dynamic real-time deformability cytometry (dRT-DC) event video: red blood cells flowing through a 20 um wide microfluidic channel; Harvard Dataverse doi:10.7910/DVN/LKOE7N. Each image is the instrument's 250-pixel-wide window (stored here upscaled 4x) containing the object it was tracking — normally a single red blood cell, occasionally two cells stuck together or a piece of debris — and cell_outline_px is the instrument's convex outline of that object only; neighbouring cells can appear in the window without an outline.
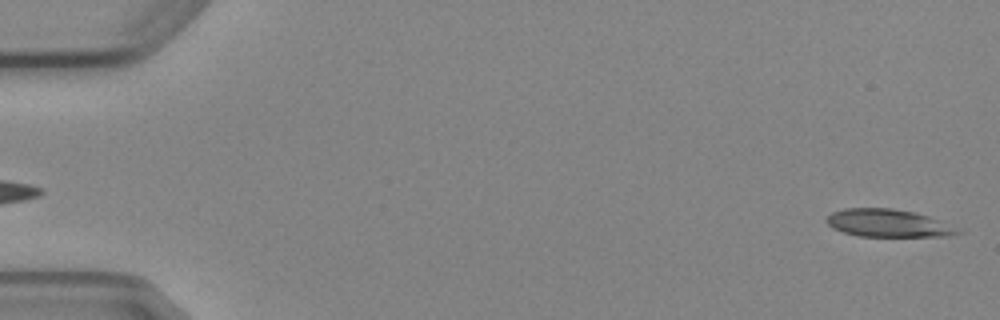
{"species": "Egyptian fruit bat (a non-hibernating species)", "species_latin": "Rousettus aegyptiacus", "temperature_condition": "cold", "stored_images_in_passage": 5, "segment_of_instrument_passage": [2, 2], "camera_frame_rate_fps": 3000, "um_per_image_px": 0.085, "animal": {"sex": "female"}, "frame": {"image": 1, "passage_image": 5, "time_ms": 4.667, "image_size_px": [1000, 320], "cell_outline_px": [[964, 232], [948, 236], [860, 236], [844, 232], [832, 228], [824, 220], [832, 212], [844, 208], [892, 208], [916, 212], [964, 228]], "centroid_in_image_um": [75.57, 18.96], "position_along_channel_um": 9.4, "area_um2": 21.5}}